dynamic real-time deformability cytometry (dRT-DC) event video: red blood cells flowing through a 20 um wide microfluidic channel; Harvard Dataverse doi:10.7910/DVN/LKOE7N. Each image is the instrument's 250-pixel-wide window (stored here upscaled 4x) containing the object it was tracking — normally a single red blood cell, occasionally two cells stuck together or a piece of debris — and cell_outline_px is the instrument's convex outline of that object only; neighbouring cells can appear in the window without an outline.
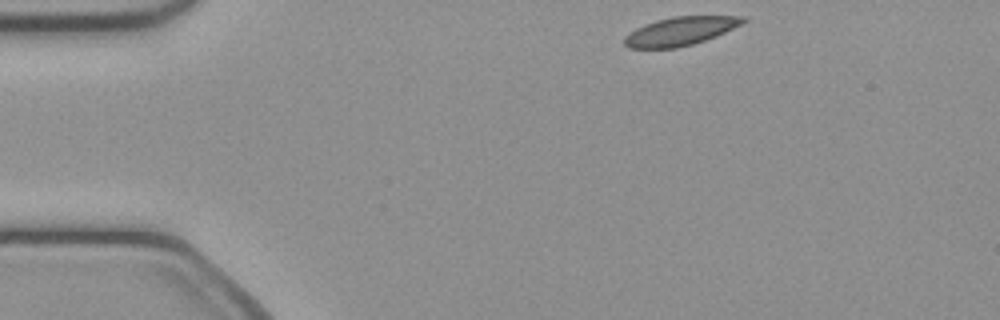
{"species": "common noctule bat (a hibernating species)", "species_latin": "Nyctalus noctula", "temperature_condition": "cold", "stored_images_in_passage": 37, "camera_frame_rate_fps": 3000, "um_per_image_px": 0.085, "animal": {"sex": "female", "body_mass_g": 21.9}, "frame": {"image": 1, "passage_image": 1, "time_ms": 0.0, "image_size_px": [1000, 320], "cell_outline_px": [[748, 20], [716, 36], [692, 44], [676, 48], [628, 48], [624, 44], [624, 36], [628, 32], [636, 28], [656, 20], [672, 16], [744, 16]], "centroid_in_image_um": [57.78, 2.65], "position_along_channel_um": 27.2, "area_um2": 19.59}}
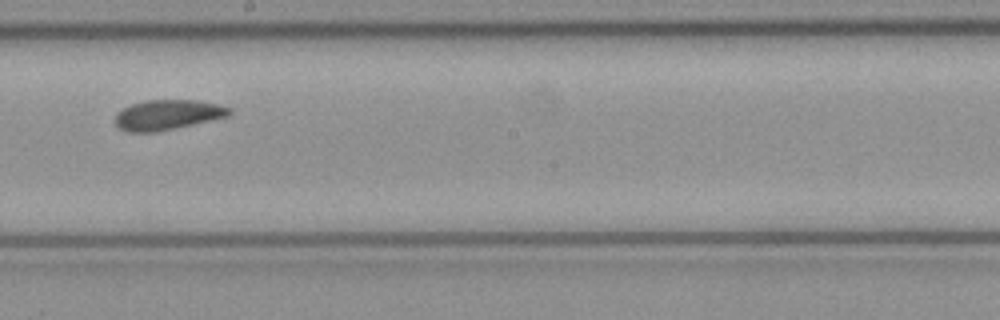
{"frame": {"image": 2, "passage_image": 21, "time_ms": 6.667, "image_size_px": [1000, 320], "cell_outline_px": [[232, 112], [228, 116], [156, 132], [128, 132], [120, 128], [116, 124], [116, 112], [132, 104], [144, 100], [196, 100], [216, 104], [232, 108]], "centroid_in_image_um": [14.23, 9.75], "position_along_channel_um": 234.0, "area_um2": 19.77}}
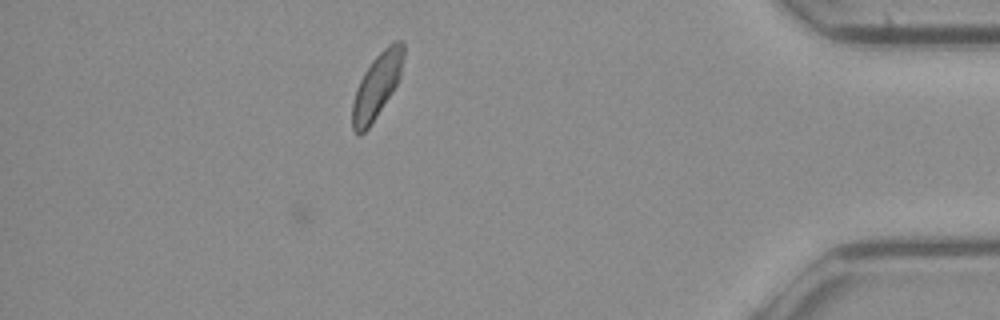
{"frame": {"image": 3, "passage_image": 37, "time_ms": 12.0, "image_size_px": [1000, 320], "cell_outline_px": [[404, 56], [400, 76], [392, 92], [368, 128], [360, 136], [352, 128], [352, 104], [356, 88], [364, 72], [372, 60], [388, 44], [396, 40], [404, 40]], "centroid_in_image_um": [32.03, 7.26], "position_along_channel_um": 403.2, "area_um2": 19.13}, "authors_computed_cell_mechanics": {"area_um2": 19.9988, "velocity_mm_per_s": 4.0581, "shape_relaxation_time_tau1_ms": 4.0373, "shape_relaxation_time_tau2_ms": null, "deformation_change_tau1": 0.0788, "deformation_change_tau2": null}}